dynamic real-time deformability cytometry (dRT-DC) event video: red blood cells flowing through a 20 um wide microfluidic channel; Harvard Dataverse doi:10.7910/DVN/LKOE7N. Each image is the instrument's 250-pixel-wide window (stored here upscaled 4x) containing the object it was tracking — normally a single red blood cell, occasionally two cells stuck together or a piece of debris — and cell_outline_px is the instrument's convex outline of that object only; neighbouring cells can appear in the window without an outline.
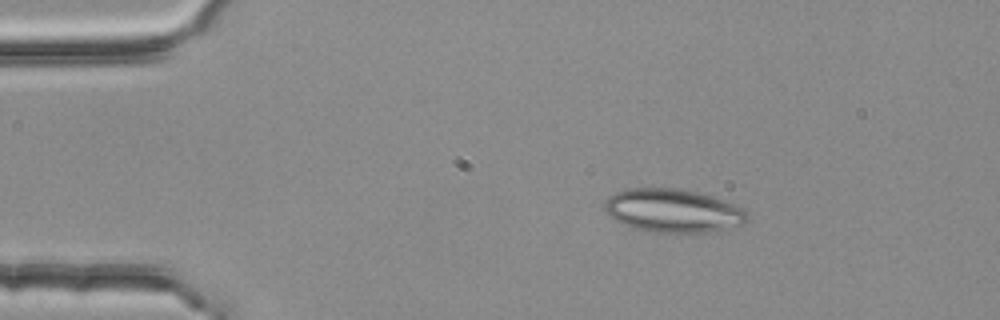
{"species": "common noctule bat (a hibernating species)", "species_latin": "Nyctalus noctula", "temperature_condition": "room temperature", "stored_images_in_passage": 44, "camera_frame_rate_fps": 3000, "um_per_image_px": 0.085, "animal": {"sex": "female", "body_mass_g": 25.1}, "frame": {"image": 1, "passage_image": 1, "time_ms": 0.0, "image_size_px": [1000, 320], "cell_outline_px": [[748, 220], [744, 224], [708, 232], [648, 232], [632, 228], [616, 220], [604, 208], [604, 200], [608, 196], [616, 192], [628, 188], [680, 188], [712, 196], [744, 208], [748, 212]], "centroid_in_image_um": [57.21, 17.9], "position_along_channel_um": 27.8, "area_um2": 36.13}}
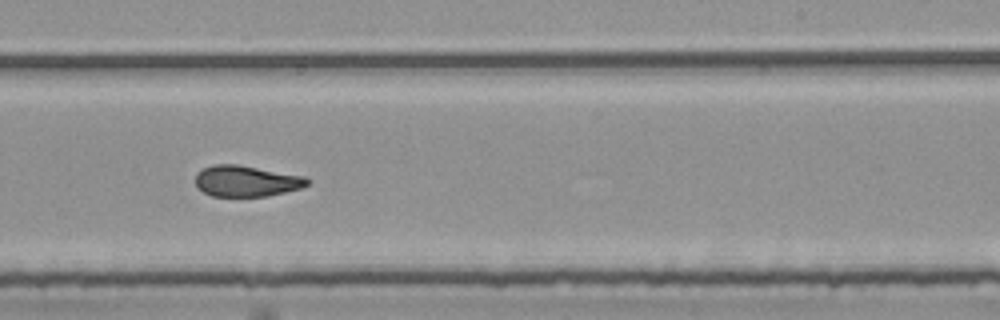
{"frame": {"image": 2, "passage_image": 25, "time_ms": 8.0, "image_size_px": [1000, 320], "cell_outline_px": [[312, 184], [300, 188], [268, 196], [212, 196], [196, 188], [196, 172], [204, 168], [216, 164], [236, 164], [304, 176]], "centroid_in_image_um": [20.93, 15.39], "position_along_channel_um": 268.1, "area_um2": 20.17}}
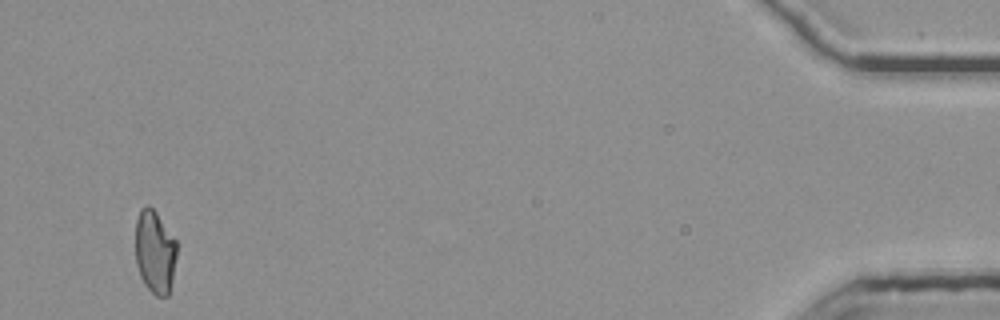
{"frame": {"image": 3, "passage_image": 44, "time_ms": 14.333, "image_size_px": [1000, 320], "cell_outline_px": [[176, 256], [172, 280], [168, 296], [156, 296], [144, 284], [140, 276], [136, 264], [136, 220], [140, 208], [144, 204], [148, 204], [156, 212], [176, 240]], "centroid_in_image_um": [13.15, 21.39], "position_along_channel_um": 422.0, "area_um2": 20.06}, "authors_computed_cell_mechanics": {"area_um2": 20.8658, "velocity_mm_per_s": 3.7788, "shape_relaxation_time_tau1_ms": null, "shape_relaxation_time_tau2_ms": 2.4558, "deformation_change_tau1": null, "deformation_change_tau2": 0.1028}}